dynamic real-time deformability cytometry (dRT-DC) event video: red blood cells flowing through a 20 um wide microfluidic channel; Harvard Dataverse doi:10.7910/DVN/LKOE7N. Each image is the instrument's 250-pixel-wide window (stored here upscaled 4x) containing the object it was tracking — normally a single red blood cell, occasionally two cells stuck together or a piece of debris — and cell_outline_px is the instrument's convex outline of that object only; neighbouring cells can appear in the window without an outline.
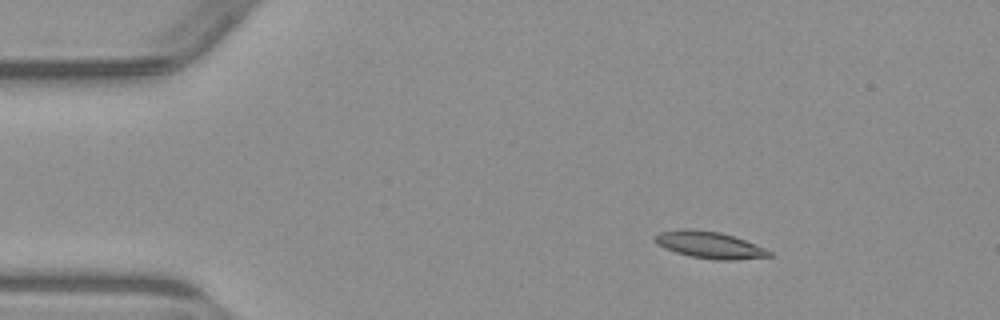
{"species": "common noctule bat (a hibernating species)", "species_latin": "Nyctalus noctula", "temperature_condition": "warm", "stored_images_in_passage": 4, "camera_frame_rate_fps": 3000, "um_per_image_px": 0.085, "animal": {"sex": "male", "body_mass_g": 23.1, "forearm_length_mm": 52.7}, "frame": {"image": 1, "passage_image": 2, "time_ms": 2.333, "image_size_px": [1000, 320], "cell_outline_px": [[772, 256], [736, 260], [716, 260], [692, 256], [676, 252], [664, 248], [652, 240], [652, 236], [660, 232], [680, 228], [692, 228], [720, 232], [744, 240], [764, 248], [772, 252]], "centroid_in_image_um": [60.25, 20.8], "position_along_channel_um": 24.7, "area_um2": 17.92}}